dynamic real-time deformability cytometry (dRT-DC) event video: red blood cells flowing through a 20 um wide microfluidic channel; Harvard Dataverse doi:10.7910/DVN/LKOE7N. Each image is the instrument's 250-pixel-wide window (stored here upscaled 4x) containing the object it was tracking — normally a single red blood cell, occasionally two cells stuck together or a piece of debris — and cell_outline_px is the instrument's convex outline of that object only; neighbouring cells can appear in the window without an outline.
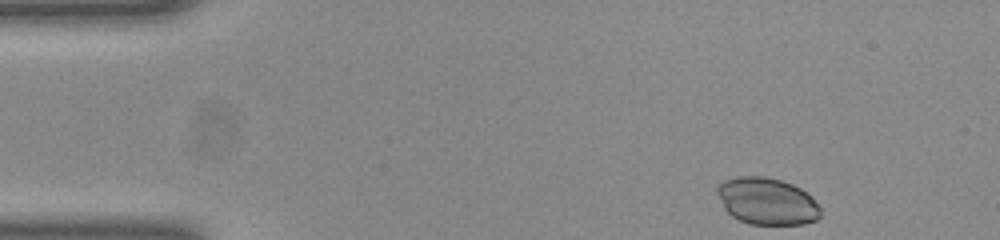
{"species": "common noctule bat (a hibernating species)", "species_latin": "Nyctalus noctula", "temperature_condition": "room temperature", "stored_images_in_passage": 46, "camera_frame_rate_fps": 3000, "um_per_image_px": 0.085, "animal": {"sex": "female", "body_mass_g": 23.0, "forearm_length_mm": 53.4}, "frame": {"image": 1, "passage_image": 1, "time_ms": 0.0, "image_size_px": [1000, 240], "cell_outline_px": [[820, 216], [816, 220], [804, 224], [748, 224], [732, 216], [724, 208], [716, 192], [716, 188], [724, 180], [736, 176], [764, 176], [780, 180], [792, 184], [800, 188], [812, 196], [820, 208]], "centroid_in_image_um": [65.19, 17.1], "position_along_channel_um": 19.8, "area_um2": 28.32}}
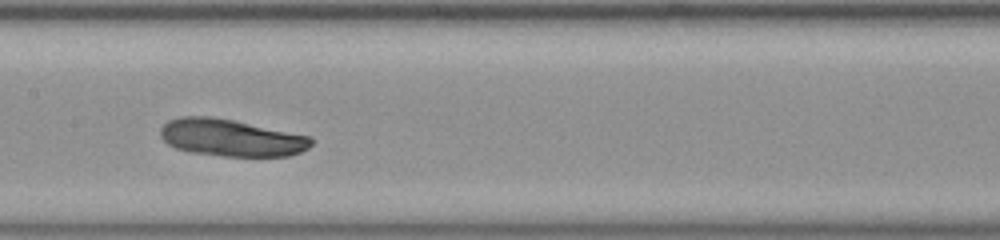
{"frame": {"image": 2, "passage_image": 20, "time_ms": 6.333, "image_size_px": [1000, 240], "cell_outline_px": [[312, 144], [308, 148], [300, 152], [288, 156], [224, 156], [192, 152], [176, 148], [168, 144], [160, 136], [160, 128], [168, 120], [180, 116], [212, 116], [312, 136]], "centroid_in_image_um": [19.64, 11.7], "position_along_channel_um": 187.8, "area_um2": 32.6}}
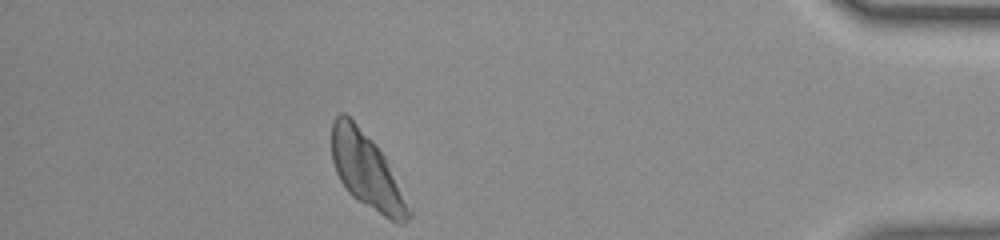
{"frame": {"image": 3, "passage_image": 40, "time_ms": 13.0, "image_size_px": [1000, 240], "cell_outline_px": [[412, 216], [408, 220], [400, 224], [396, 224], [356, 200], [348, 192], [340, 180], [336, 172], [332, 160], [332, 120], [340, 112], [344, 112], [372, 140], [384, 156], [412, 212]], "centroid_in_image_um": [31.15, 14.55], "position_along_channel_um": 404.1, "area_um2": 33.35}}